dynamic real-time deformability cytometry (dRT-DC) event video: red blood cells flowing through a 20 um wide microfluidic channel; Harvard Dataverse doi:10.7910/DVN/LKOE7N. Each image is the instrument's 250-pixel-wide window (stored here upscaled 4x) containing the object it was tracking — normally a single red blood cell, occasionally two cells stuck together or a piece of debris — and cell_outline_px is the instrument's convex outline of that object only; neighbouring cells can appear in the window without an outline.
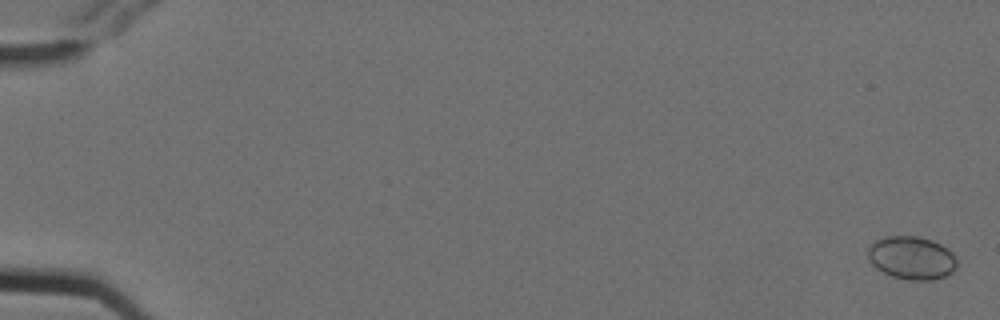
{"species": "Egyptian fruit bat (a non-hibernating species)", "species_latin": "Rousettus aegyptiacus", "temperature_condition": "cold", "stored_images_in_passage": 7, "camera_frame_rate_fps": 3000, "um_per_image_px": 0.085, "animal": {"sex": "female"}, "frame": {"image": 1, "passage_image": 1, "time_ms": 0.0, "image_size_px": [1000, 320], "cell_outline_px": [[956, 268], [948, 276], [932, 280], [908, 280], [892, 276], [876, 268], [868, 260], [868, 248], [872, 240], [888, 236], [920, 236], [932, 240], [948, 248], [956, 256]], "centroid_in_image_um": [77.49, 21.91], "position_along_channel_um": 7.5, "area_um2": 22.72}}